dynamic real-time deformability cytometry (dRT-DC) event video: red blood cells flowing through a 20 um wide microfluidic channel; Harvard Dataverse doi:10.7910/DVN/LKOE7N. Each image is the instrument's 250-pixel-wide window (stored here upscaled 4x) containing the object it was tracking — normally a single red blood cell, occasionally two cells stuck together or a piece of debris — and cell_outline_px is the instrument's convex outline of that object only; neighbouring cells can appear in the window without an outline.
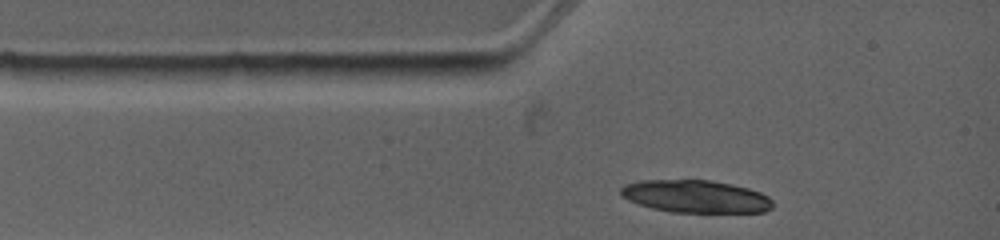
{"species": "common noctule bat (a hibernating species)", "species_latin": "Nyctalus noctula", "temperature_condition": "warm", "stored_images_in_passage": 1, "camera_frame_rate_fps": 4500, "um_per_image_px": 0.085, "animal": {"sex": "female", "body_mass_g": 19.0, "forearm_length_mm": 53.3}, "frame": {"image": 1, "passage_image": 1, "time_ms": 0.0, "image_size_px": [1000, 240], "cell_outline_px": [[772, 208], [764, 212], [672, 212], [652, 208], [628, 200], [620, 196], [620, 188], [624, 184], [640, 180], [712, 180], [732, 184], [748, 188], [760, 192], [768, 196], [772, 200]], "centroid_in_image_um": [59.12, 16.69], "position_along_channel_um": 25.9, "area_um2": 28.96}}